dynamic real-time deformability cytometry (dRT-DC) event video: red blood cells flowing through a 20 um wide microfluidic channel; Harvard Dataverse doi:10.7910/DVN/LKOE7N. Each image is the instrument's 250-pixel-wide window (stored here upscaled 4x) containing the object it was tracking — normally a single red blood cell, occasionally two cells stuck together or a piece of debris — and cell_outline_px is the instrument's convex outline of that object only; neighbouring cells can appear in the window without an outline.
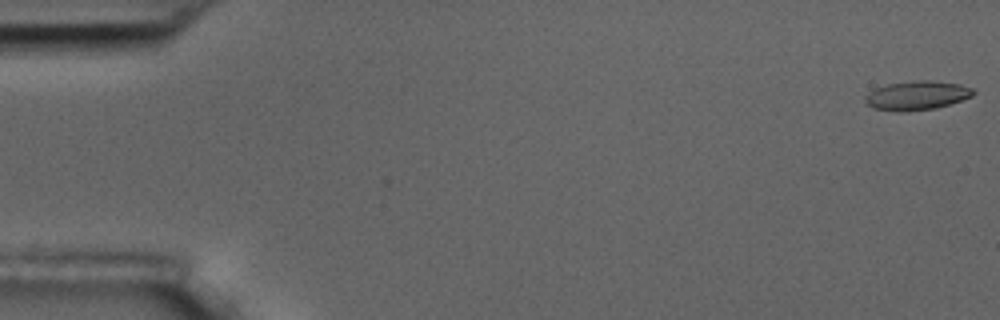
{"species": "common noctule bat (a hibernating species)", "species_latin": "Nyctalus noctula", "temperature_condition": "room temperature", "stored_images_in_passage": 57, "camera_frame_rate_fps": 3000, "um_per_image_px": 0.085, "animal": {"sex": "male", "body_mass_g": 17.5, "forearm_length_mm": 52.3}, "frame": {"image": 1, "passage_image": 1, "time_ms": 0.0, "image_size_px": [1000, 320], "cell_outline_px": [[976, 92], [972, 96], [936, 108], [908, 112], [896, 112], [872, 108], [864, 100], [864, 96], [868, 92], [876, 88], [888, 84], [920, 80], [928, 80], [960, 84], [972, 88]], "centroid_in_image_um": [77.9, 8.13], "position_along_channel_um": 7.1, "area_um2": 18.32}}
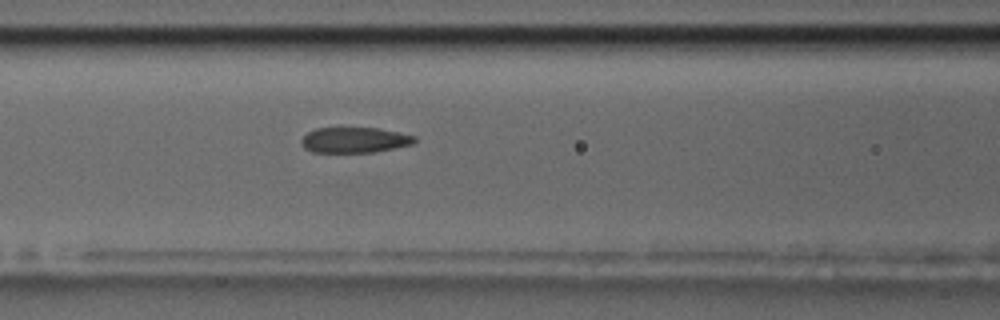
{"frame": {"image": 2, "passage_image": 24, "time_ms": 7.667, "image_size_px": [1000, 320], "cell_outline_px": [[416, 140], [412, 144], [376, 152], [312, 152], [304, 148], [300, 144], [300, 140], [308, 132], [316, 128], [376, 128], [416, 136]], "centroid_in_image_um": [30.1, 11.91], "position_along_channel_um": 136.5, "area_um2": 16.76}}
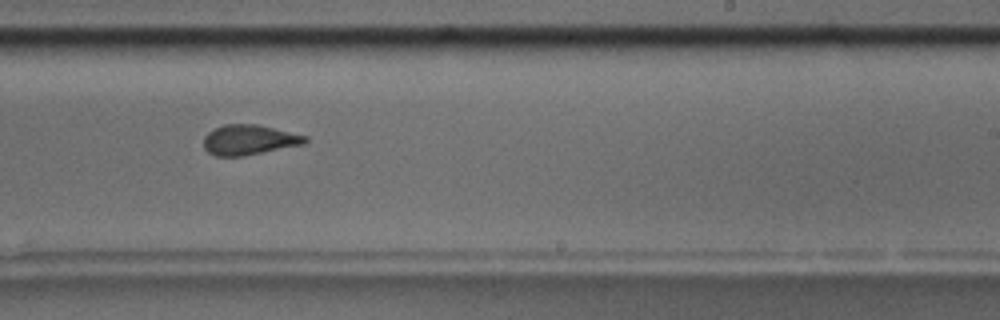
{"frame": {"image": 3, "passage_image": 35, "time_ms": 11.333, "image_size_px": [1000, 320], "cell_outline_px": [[308, 140], [304, 144], [244, 156], [216, 156], [208, 152], [204, 148], [204, 136], [212, 128], [224, 124], [260, 124], [308, 136]], "centroid_in_image_um": [21.17, 11.87], "position_along_channel_um": 267.8, "area_um2": 18.03}, "authors_computed_cell_mechanics": {"area_um2": 18.1492, "velocity_mm_per_s": 3.5994, "shape_relaxation_time_tau1_ms": 7.1531, "shape_relaxation_time_tau2_ms": 1.8659, "deformation_change_tau1": 0.201, "deformation_change_tau2": 0.095}}